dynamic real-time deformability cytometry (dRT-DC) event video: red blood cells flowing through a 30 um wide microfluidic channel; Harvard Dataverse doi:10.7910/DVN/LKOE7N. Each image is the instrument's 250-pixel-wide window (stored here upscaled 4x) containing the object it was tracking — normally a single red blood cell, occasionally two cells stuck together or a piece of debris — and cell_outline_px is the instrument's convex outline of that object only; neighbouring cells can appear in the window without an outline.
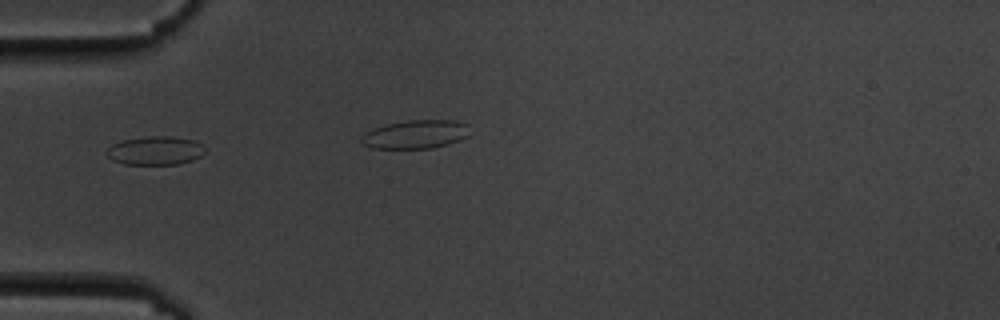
{"species": "common noctule bat (a hibernating species)", "species_latin": "Nyctalus noctula", "temperature_condition": "cold", "stored_images_in_passage": 6, "camera_frame_rate_fps": 3000, "um_per_image_px": 0.085, "animal": {"sex": "male", "body_mass_g": 19.5, "forearm_length_mm": 54.6}, "frame": {"image": 1, "passage_image": 5, "time_ms": 4.667, "image_size_px": [1000, 320], "cell_outline_px": [[204, 152], [200, 156], [192, 160], [176, 164], [124, 164], [112, 160], [108, 156], [108, 148], [112, 144], [120, 140], [148, 136], [172, 136], [196, 140], [204, 148]], "centroid_in_image_um": [13.19, 12.79], "position_along_channel_um": 71.8, "area_um2": 16.36}}